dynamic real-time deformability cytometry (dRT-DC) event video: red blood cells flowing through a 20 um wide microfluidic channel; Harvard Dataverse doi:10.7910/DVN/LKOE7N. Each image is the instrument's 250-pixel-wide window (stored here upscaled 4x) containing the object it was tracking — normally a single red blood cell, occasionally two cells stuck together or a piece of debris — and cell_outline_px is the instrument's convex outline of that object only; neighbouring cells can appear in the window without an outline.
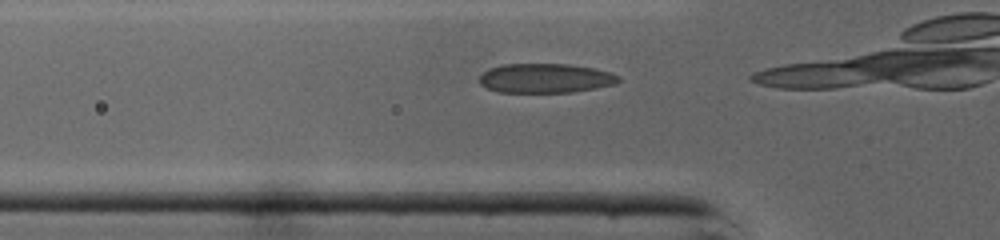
{"species": "common noctule bat (a hibernating species)", "species_latin": "Nyctalus noctula", "temperature_condition": "cold", "stored_images_in_passage": 4, "camera_frame_rate_fps": 3000, "um_per_image_px": 0.085, "animal": {"sex": "male", "body_mass_g": 19.0, "forearm_length_mm": 50.8}, "frame": {"image": 1, "passage_image": 2, "time_ms": 0.333, "image_size_px": [1000, 240], "cell_outline_px": [[620, 80], [616, 84], [596, 88], [572, 92], [500, 92], [488, 88], [480, 84], [480, 76], [488, 68], [500, 64], [568, 64], [592, 68], [608, 72], [620, 76]], "centroid_in_image_um": [46.35, 6.64], "position_along_channel_um": 79.4, "area_um2": 23.76}}